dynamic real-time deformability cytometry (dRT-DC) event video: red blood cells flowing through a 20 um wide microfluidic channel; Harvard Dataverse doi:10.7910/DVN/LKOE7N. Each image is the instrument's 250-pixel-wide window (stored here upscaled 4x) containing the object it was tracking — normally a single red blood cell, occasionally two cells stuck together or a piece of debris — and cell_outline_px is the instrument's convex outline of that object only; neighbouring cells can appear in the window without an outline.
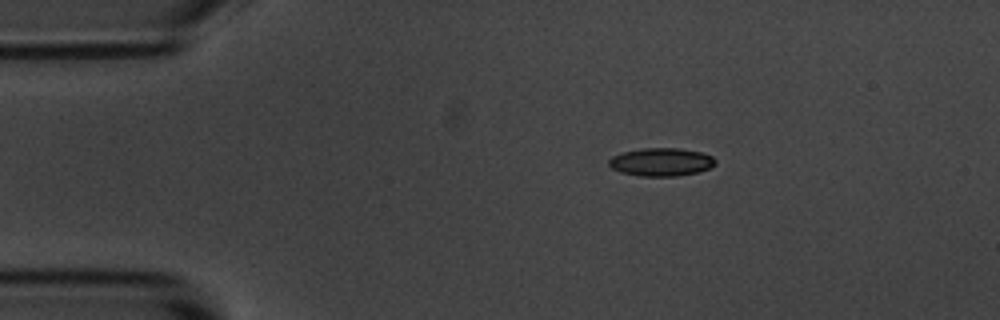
{"species": "common noctule bat (a hibernating species)", "species_latin": "Nyctalus noctula", "temperature_condition": "room temperature", "stored_images_in_passage": 3, "camera_frame_rate_fps": 3000, "um_per_image_px": 0.085, "animal": {"sex": "male", "body_mass_g": 20.1, "forearm_length_mm": 53.5}, "frame": {"image": 1, "passage_image": 1, "time_ms": 0.0, "image_size_px": [1000, 320], "cell_outline_px": [[716, 164], [708, 168], [696, 172], [676, 176], [640, 176], [620, 172], [612, 168], [608, 164], [608, 160], [612, 156], [624, 152], [644, 148], [680, 148], [700, 152], [712, 156], [716, 160]], "centroid_in_image_um": [56.19, 13.77], "position_along_channel_um": 28.8, "area_um2": 17.34}}